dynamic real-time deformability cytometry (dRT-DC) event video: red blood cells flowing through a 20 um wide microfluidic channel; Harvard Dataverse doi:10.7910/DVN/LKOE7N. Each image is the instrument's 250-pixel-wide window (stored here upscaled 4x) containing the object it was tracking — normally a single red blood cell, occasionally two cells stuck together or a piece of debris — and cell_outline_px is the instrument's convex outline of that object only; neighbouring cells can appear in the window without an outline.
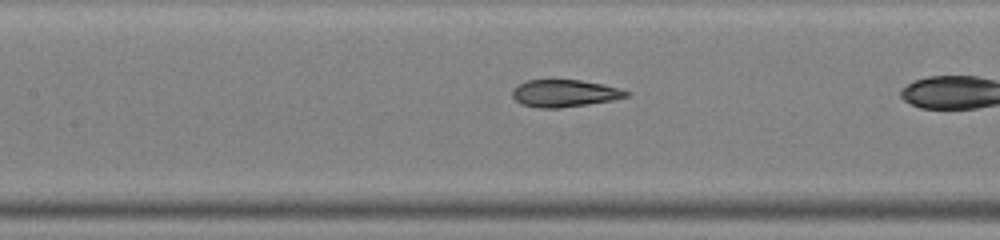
{"species": "common noctule bat (a hibernating species)", "species_latin": "Nyctalus noctula", "temperature_condition": "warm", "stored_images_in_passage": 16, "camera_frame_rate_fps": 3000, "um_per_image_px": 0.085, "animal": {"sex": "male", "body_mass_g": 19.0, "forearm_length_mm": 50.8}, "frame": {"image": 1, "passage_image": 12, "time_ms": 3.667, "image_size_px": [1000, 240], "cell_outline_px": [[632, 92], [628, 96], [612, 100], [588, 104], [560, 108], [540, 108], [520, 104], [512, 96], [512, 88], [528, 80], [580, 80], [604, 84]], "centroid_in_image_um": [47.99, 7.93], "position_along_channel_um": 159.4, "area_um2": 18.09}}